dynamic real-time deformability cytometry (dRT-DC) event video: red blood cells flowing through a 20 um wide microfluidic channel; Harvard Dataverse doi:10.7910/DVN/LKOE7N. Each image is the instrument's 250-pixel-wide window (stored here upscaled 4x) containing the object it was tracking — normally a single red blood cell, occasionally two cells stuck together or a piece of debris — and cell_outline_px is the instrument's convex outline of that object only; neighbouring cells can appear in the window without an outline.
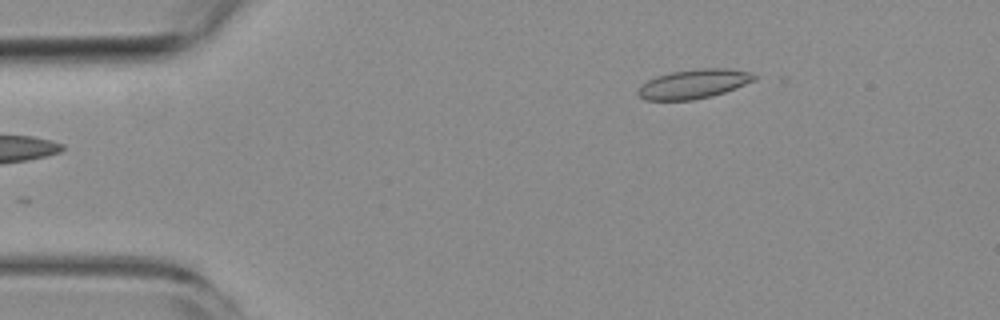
{"species": "common noctule bat (a hibernating species)", "species_latin": "Nyctalus noctula", "temperature_condition": "room temperature", "stored_images_in_passage": 5, "camera_frame_rate_fps": 3000, "um_per_image_px": 0.085, "animal": {"sex": "female", "body_mass_g": 19.3, "forearm_length_mm": 54.1}, "frame": {"image": 1, "passage_image": 5, "time_ms": 5.333, "image_size_px": [1000, 320], "cell_outline_px": [[760, 76], [756, 80], [724, 92], [712, 96], [692, 100], [644, 100], [636, 92], [636, 88], [640, 84], [656, 76], [672, 72], [700, 68], [728, 68], [748, 72]], "centroid_in_image_um": [58.95, 7.13], "position_along_channel_um": 26.1, "area_um2": 19.94}}